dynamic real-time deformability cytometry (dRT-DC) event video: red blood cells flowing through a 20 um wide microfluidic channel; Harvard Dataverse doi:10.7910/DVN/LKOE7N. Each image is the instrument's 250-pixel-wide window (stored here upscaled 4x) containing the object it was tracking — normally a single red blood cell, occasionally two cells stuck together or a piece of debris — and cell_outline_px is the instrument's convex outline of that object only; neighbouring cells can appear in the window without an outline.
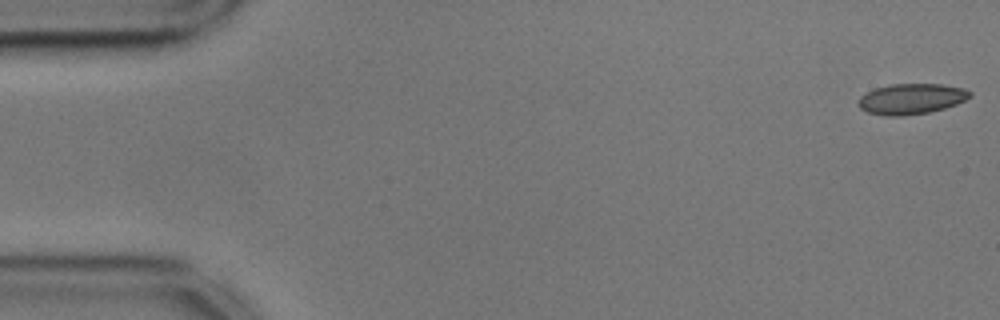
{"species": "common noctule bat (a hibernating species)", "species_latin": "Nyctalus noctula", "temperature_condition": "cold", "stored_images_in_passage": 10, "camera_frame_rate_fps": 3000, "um_per_image_px": 0.085, "animal": {"sex": "male", "body_mass_g": 17.9, "forearm_length_mm": 54.2}, "frame": {"image": 1, "passage_image": 1, "time_ms": 0.0, "image_size_px": [1000, 320], "cell_outline_px": [[972, 96], [956, 104], [944, 108], [928, 112], [900, 116], [884, 116], [868, 112], [860, 108], [856, 100], [860, 96], [876, 88], [888, 84], [944, 84], [964, 88], [972, 92]], "centroid_in_image_um": [77.45, 8.4], "position_along_channel_um": 7.5, "area_um2": 19.94}}